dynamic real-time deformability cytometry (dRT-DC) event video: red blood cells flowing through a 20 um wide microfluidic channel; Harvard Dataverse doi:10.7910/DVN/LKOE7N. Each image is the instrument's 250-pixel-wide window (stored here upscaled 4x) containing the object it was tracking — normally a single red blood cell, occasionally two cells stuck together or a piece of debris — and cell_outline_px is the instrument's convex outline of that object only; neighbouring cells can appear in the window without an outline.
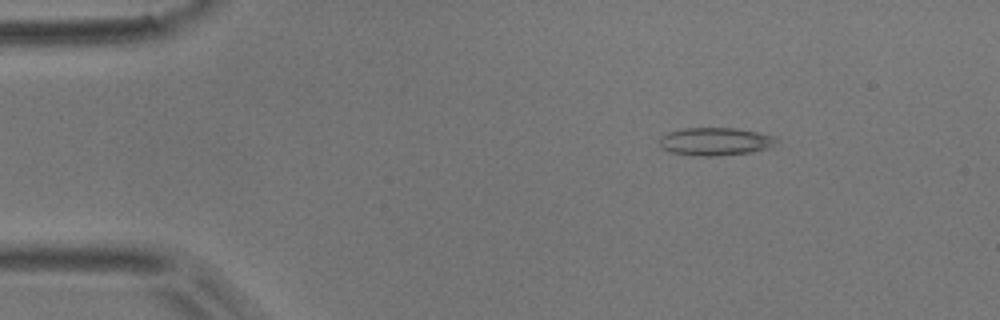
{"species": "common noctule bat (a hibernating species)", "species_latin": "Nyctalus noctula", "temperature_condition": "room temperature", "stored_images_in_passage": 5, "camera_frame_rate_fps": 3000, "um_per_image_px": 0.085, "animal": {"sex": "male", "body_mass_g": 17.9}, "frame": {"image": 1, "passage_image": 3, "time_ms": 0.667, "image_size_px": [1000, 320], "cell_outline_px": [[776, 140], [772, 148], [752, 152], [712, 156], [692, 156], [672, 152], [660, 148], [660, 136], [668, 132], [684, 128], [736, 128], [776, 136]], "centroid_in_image_um": [60.79, 12.03], "position_along_channel_um": 24.2, "area_um2": 19.13}}